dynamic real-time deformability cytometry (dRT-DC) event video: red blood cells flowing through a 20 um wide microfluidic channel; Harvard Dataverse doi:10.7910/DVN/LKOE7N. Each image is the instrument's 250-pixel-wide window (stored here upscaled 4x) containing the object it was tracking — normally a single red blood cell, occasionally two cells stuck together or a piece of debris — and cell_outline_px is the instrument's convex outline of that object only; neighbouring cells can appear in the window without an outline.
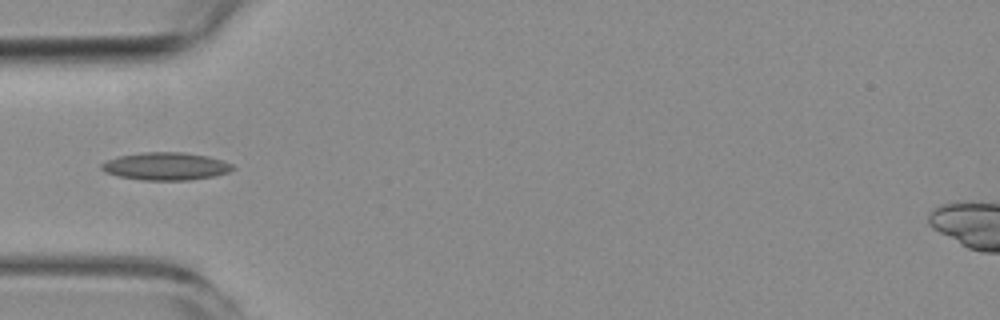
{"species": "common noctule bat (a hibernating species)", "species_latin": "Nyctalus noctula", "temperature_condition": "room temperature", "stored_images_in_passage": 6, "camera_frame_rate_fps": 3000, "um_per_image_px": 0.085, "animal": {"sex": "female", "body_mass_g": 19.3, "forearm_length_mm": 54.1}, "frame": {"image": 1, "passage_image": 2, "time_ms": 1.333, "image_size_px": [1000, 320], "cell_outline_px": [[236, 168], [228, 172], [216, 176], [192, 180], [140, 180], [120, 176], [104, 172], [100, 168], [100, 164], [108, 160], [120, 156], [144, 152], [184, 152], [208, 156], [224, 160], [232, 164]], "centroid_in_image_um": [14.14, 14.13], "position_along_channel_um": 70.9, "area_um2": 21.33}}
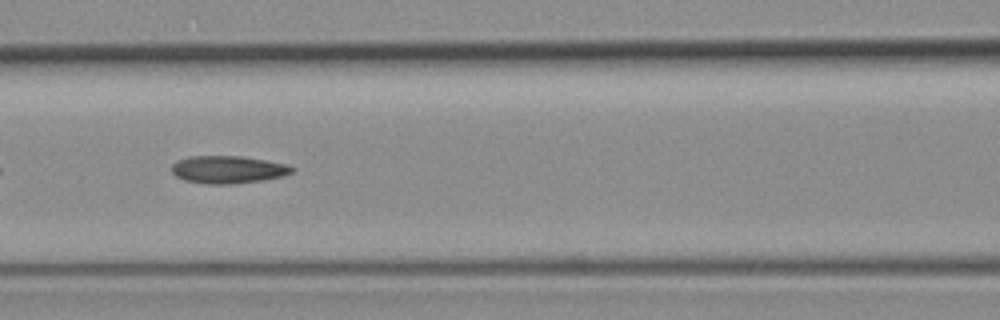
{"frame": {"image": 2, "passage_image": 4, "time_ms": 3.333, "image_size_px": [1000, 320], "cell_outline_px": [[296, 168], [292, 172], [284, 176], [264, 180], [232, 184], [208, 184], [184, 180], [176, 176], [172, 172], [172, 164], [176, 160], [188, 156], [240, 156], [288, 164]], "centroid_in_image_um": [19.38, 14.41], "position_along_channel_um": 147.2, "area_um2": 19.48}}
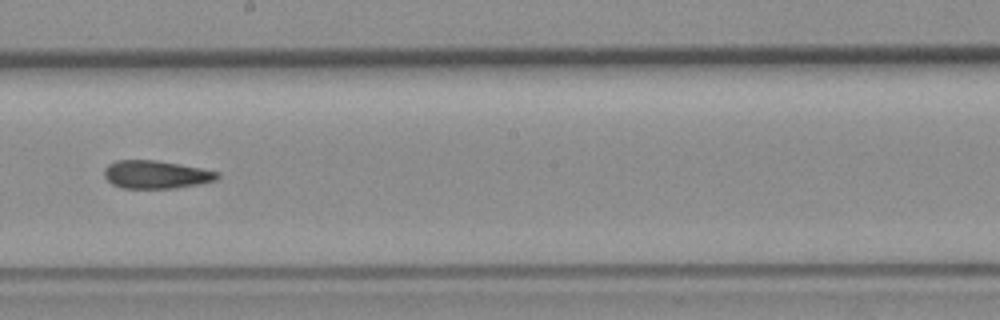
{"frame": {"image": 3, "passage_image": 6, "time_ms": 5.667, "image_size_px": [1000, 320], "cell_outline_px": [[220, 176], [216, 180], [200, 184], [176, 188], [120, 188], [112, 184], [104, 176], [104, 168], [108, 164], [116, 160], [156, 160], [200, 168], [220, 172]], "centroid_in_image_um": [13.25, 14.84], "position_along_channel_um": 234.9, "area_um2": 18.55}}